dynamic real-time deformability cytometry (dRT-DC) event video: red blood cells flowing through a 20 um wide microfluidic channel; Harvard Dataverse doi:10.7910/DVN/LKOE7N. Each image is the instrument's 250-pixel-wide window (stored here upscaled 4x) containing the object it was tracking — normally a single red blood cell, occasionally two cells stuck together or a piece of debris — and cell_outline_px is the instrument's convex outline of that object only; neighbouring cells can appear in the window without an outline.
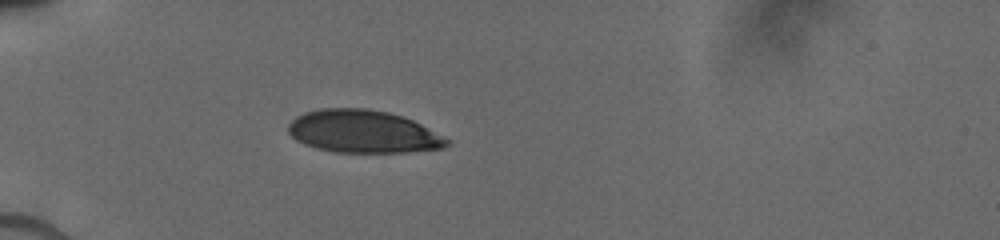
{"species": "human", "species_latin": "Homo sapiens", "temperature_condition": "cold", "stored_images_in_passage": 54, "camera_frame_rate_fps": 3000, "um_per_image_px": 0.085, "donor": {"sex": "male"}, "frame": {"image": 1, "passage_image": 1, "time_ms": 0.0, "image_size_px": [1000, 240], "cell_outline_px": [[452, 140], [448, 144], [440, 148], [408, 152], [336, 152], [316, 148], [304, 144], [296, 140], [288, 132], [288, 124], [296, 116], [304, 112], [320, 108], [364, 108], [388, 112], [404, 116]], "centroid_in_image_um": [30.84, 11.18], "position_along_channel_um": 54.2, "area_um2": 39.48}}
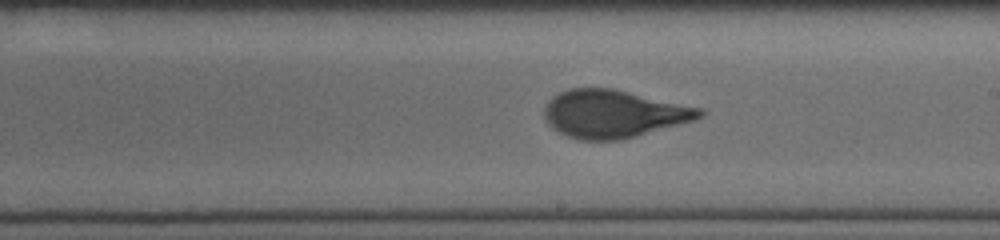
{"frame": {"image": 2, "passage_image": 24, "time_ms": 5.0, "image_size_px": [1000, 240], "cell_outline_px": [[704, 112], [696, 120], [620, 140], [580, 140], [568, 136], [552, 128], [544, 120], [544, 108], [548, 100], [552, 96], [568, 88], [612, 88], [704, 108]], "centroid_in_image_um": [52.14, 9.67], "position_along_channel_um": 236.9, "area_um2": 43.35}}
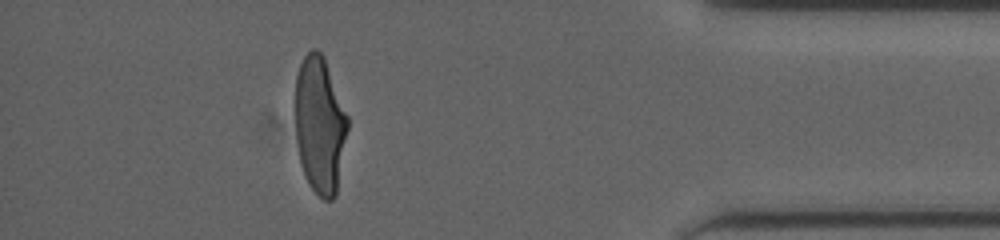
{"frame": {"image": 3, "passage_image": 45, "time_ms": 10.0, "image_size_px": [1000, 240], "cell_outline_px": [[348, 128], [336, 196], [332, 200], [324, 200], [308, 184], [300, 164], [296, 140], [296, 76], [300, 64], [304, 56], [312, 48], [316, 48], [324, 56], [348, 116]], "centroid_in_image_um": [27.19, 10.63], "position_along_channel_um": 408.0, "area_um2": 41.91}}